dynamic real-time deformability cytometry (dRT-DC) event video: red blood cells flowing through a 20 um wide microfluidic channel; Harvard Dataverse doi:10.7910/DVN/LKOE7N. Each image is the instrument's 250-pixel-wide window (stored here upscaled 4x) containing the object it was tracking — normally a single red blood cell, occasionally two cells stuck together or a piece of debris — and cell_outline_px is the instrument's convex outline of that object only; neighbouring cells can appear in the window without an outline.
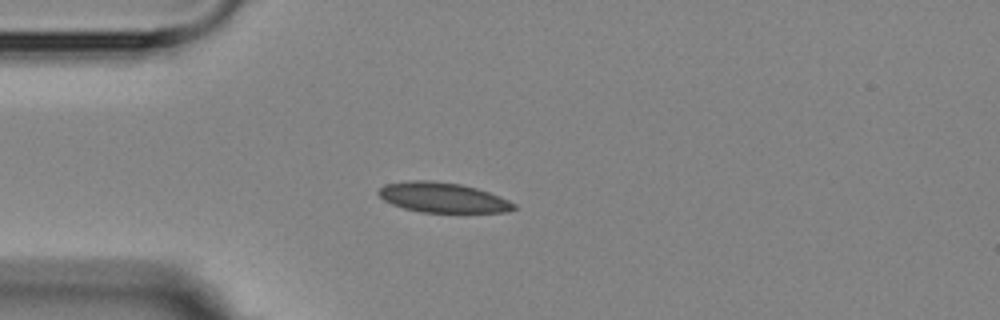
{"species": "Egyptian fruit bat (a non-hibernating species)", "species_latin": "Rousettus aegyptiacus", "temperature_condition": "room temperature", "stored_images_in_passage": 4, "camera_frame_rate_fps": 3000, "um_per_image_px": 0.085, "animal": {"sex": "female"}, "frame": {"image": 1, "passage_image": 4, "time_ms": 3.667, "image_size_px": [1000, 320], "cell_outline_px": [[516, 208], [508, 212], [420, 212], [404, 208], [392, 204], [384, 200], [376, 192], [384, 184], [408, 180], [428, 180], [460, 184], [476, 188], [488, 192], [508, 200], [516, 204]], "centroid_in_image_um": [37.6, 16.79], "position_along_channel_um": 47.4, "area_um2": 23.58}}